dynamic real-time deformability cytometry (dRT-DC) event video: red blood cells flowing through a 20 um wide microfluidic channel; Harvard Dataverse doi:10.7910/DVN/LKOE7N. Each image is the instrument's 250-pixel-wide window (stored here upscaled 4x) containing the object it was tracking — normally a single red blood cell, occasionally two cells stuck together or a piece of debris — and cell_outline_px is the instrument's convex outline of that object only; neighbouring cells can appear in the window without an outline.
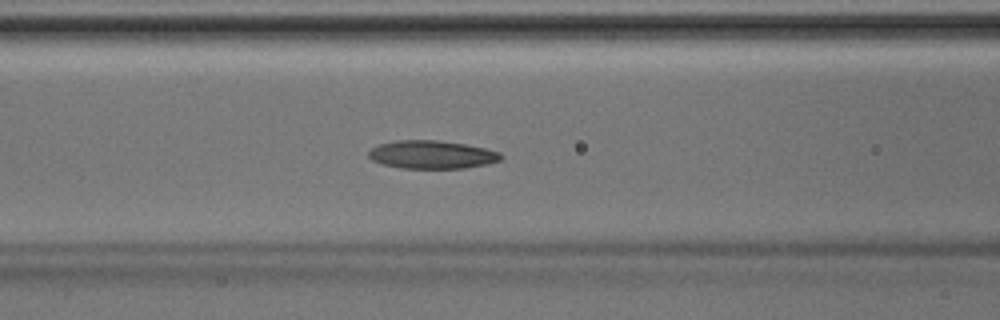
{"species": "Egyptian fruit bat (a non-hibernating species)", "species_latin": "Rousettus aegyptiacus", "temperature_condition": "room temperature", "stored_images_in_passage": 45, "camera_frame_rate_fps": 3000, "um_per_image_px": 0.085, "animal": {"sex": "male"}, "frame": {"image": 1, "passage_image": 19, "time_ms": 6.0, "image_size_px": [1000, 320], "cell_outline_px": [[500, 160], [484, 164], [464, 168], [400, 168], [384, 164], [372, 160], [368, 156], [368, 152], [376, 144], [396, 140], [436, 140], [464, 144], [484, 148], [500, 152]], "centroid_in_image_um": [36.64, 13.13], "position_along_channel_um": 130.0, "area_um2": 21.5}}
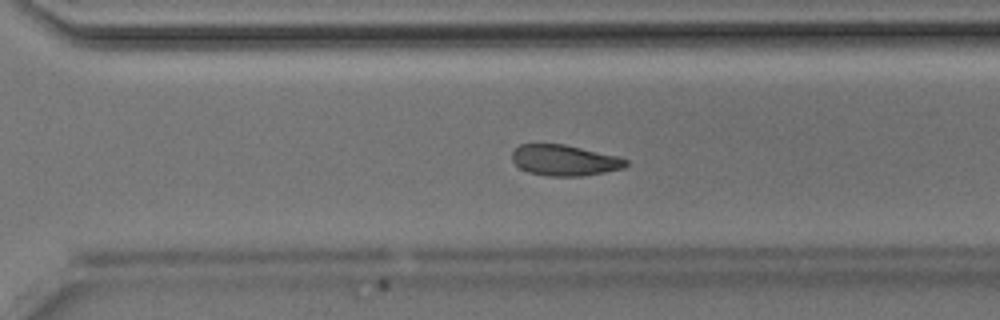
{"frame": {"image": 2, "passage_image": 32, "time_ms": 10.333, "image_size_px": [1000, 320], "cell_outline_px": [[628, 164], [624, 168], [604, 172], [580, 176], [548, 176], [528, 172], [520, 168], [512, 160], [512, 152], [520, 144], [564, 144], [616, 156], [628, 160]], "centroid_in_image_um": [47.97, 13.63], "position_along_channel_um": 322.6, "area_um2": 20.29}}
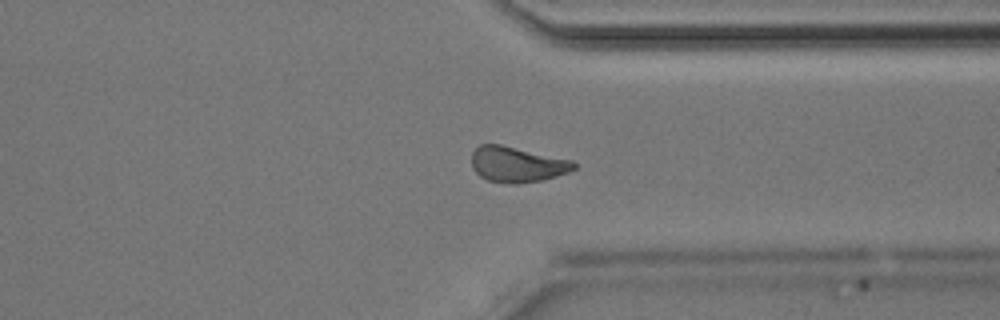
{"frame": {"image": 3, "passage_image": 35, "time_ms": 11.333, "image_size_px": [1000, 320], "cell_outline_px": [[576, 168], [568, 172], [556, 176], [540, 180], [516, 184], [512, 184], [488, 180], [480, 176], [472, 168], [472, 152], [480, 144], [500, 144], [572, 160], [576, 164]], "centroid_in_image_um": [43.94, 13.97], "position_along_channel_um": 367.5, "area_um2": 21.04}}